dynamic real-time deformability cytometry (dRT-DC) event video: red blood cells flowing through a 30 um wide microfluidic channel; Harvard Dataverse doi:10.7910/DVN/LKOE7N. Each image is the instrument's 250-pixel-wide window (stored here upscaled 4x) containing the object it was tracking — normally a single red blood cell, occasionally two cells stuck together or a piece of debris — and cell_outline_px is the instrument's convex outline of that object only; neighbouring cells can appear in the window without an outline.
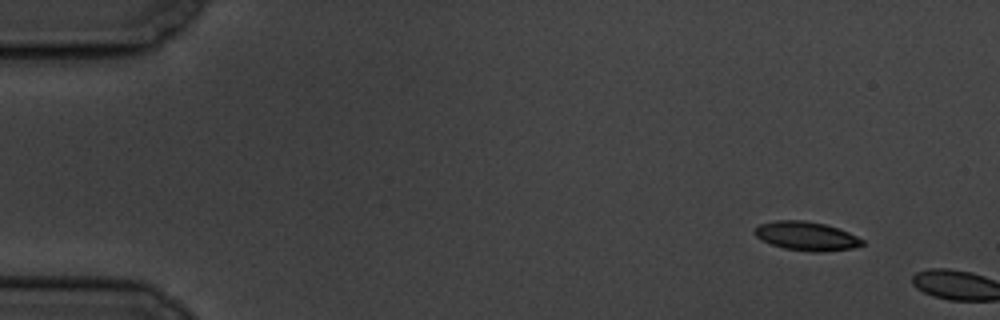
{"species": "common noctule bat (a hibernating species)", "species_latin": "Nyctalus noctula", "temperature_condition": "cold", "stored_images_in_passage": 3, "camera_frame_rate_fps": 3000, "um_per_image_px": 0.085, "animal": {"sex": "male", "body_mass_g": 19.5, "forearm_length_mm": 54.6}, "frame": {"image": 1, "passage_image": 1, "time_ms": 0.0, "image_size_px": [1000, 320], "cell_outline_px": [[864, 244], [852, 248], [820, 252], [812, 252], [784, 248], [772, 244], [756, 236], [752, 232], [760, 224], [776, 220], [804, 220], [824, 224], [848, 232], [864, 240]], "centroid_in_image_um": [68.54, 20.06], "position_along_channel_um": 16.5, "area_um2": 17.86}}